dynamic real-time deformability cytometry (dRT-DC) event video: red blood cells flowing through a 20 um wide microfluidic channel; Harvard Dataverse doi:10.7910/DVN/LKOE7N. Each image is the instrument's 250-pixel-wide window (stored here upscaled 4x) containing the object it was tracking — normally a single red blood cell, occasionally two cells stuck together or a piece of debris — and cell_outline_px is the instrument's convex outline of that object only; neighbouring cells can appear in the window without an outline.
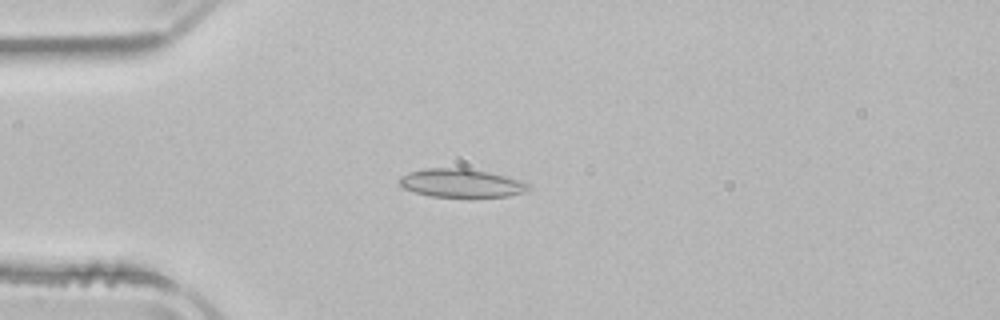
{"species": "common noctule bat (a hibernating species)", "species_latin": "Nyctalus noctula", "temperature_condition": "room temperature", "stored_images_in_passage": 39, "camera_frame_rate_fps": 3000, "um_per_image_px": 0.085, "animal": {"sex": "male", "body_mass_g": 21.5, "forearm_length_mm": 52.0}, "frame": {"image": 1, "passage_image": 1, "time_ms": 0.0, "image_size_px": [1000, 320], "cell_outline_px": [[528, 188], [520, 192], [508, 196], [432, 196], [416, 192], [404, 188], [400, 184], [400, 176], [408, 172], [428, 168], [464, 168], [488, 172], [520, 180], [528, 184]], "centroid_in_image_um": [39.15, 15.54], "position_along_channel_um": 45.9, "area_um2": 20.69}}
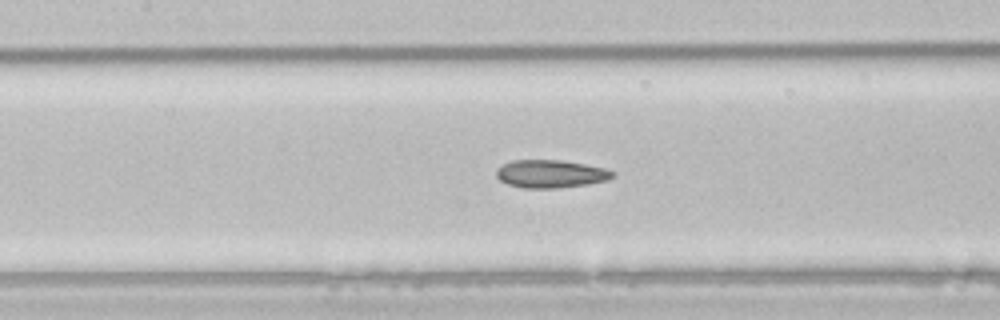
{"frame": {"image": 2, "passage_image": 11, "time_ms": 3.333, "image_size_px": [1000, 320], "cell_outline_px": [[616, 176], [608, 180], [588, 184], [556, 188], [524, 188], [508, 184], [500, 180], [496, 176], [496, 172], [504, 164], [512, 160], [560, 160], [584, 164], [604, 168], [612, 172]], "centroid_in_image_um": [46.82, 14.78], "position_along_channel_um": 160.6, "area_um2": 18.73}}
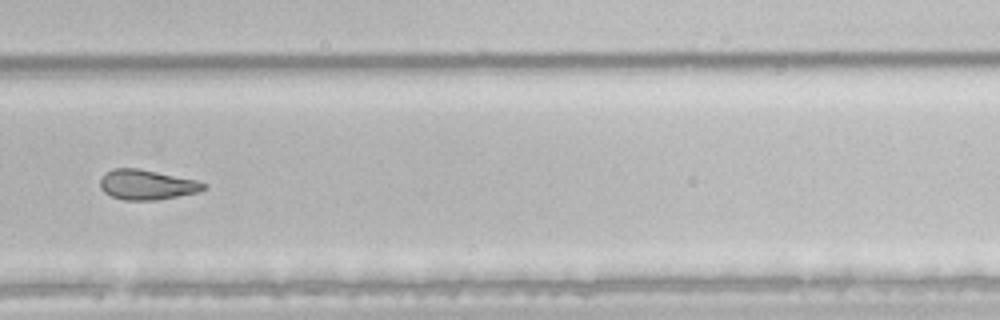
{"frame": {"image": 3, "passage_image": 23, "time_ms": 7.333, "image_size_px": [1000, 320], "cell_outline_px": [[208, 188], [196, 192], [156, 200], [124, 200], [112, 196], [104, 192], [100, 188], [100, 176], [104, 172], [112, 168], [136, 168], [196, 180], [208, 184]], "centroid_in_image_um": [12.44, 15.69], "position_along_channel_um": 317.4, "area_um2": 18.03}, "authors_computed_cell_mechanics": {"area_um2": 18.8428, "velocity_mm_per_s": 3.9391, "shape_relaxation_time_tau1_ms": null, "shape_relaxation_time_tau2_ms": 4.6033, "deformation_change_tau1": null, "deformation_change_tau2": 0.1068}}